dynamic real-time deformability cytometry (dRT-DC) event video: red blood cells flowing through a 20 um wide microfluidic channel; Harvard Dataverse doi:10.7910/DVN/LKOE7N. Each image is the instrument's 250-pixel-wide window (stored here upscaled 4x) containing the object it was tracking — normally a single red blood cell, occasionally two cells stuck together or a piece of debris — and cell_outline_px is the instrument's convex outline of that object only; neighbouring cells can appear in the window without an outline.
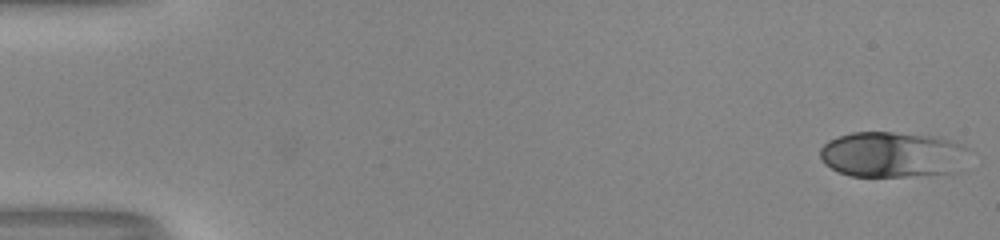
{"species": "human", "species_latin": "Homo sapiens", "temperature_condition": "room temperature", "stored_images_in_passage": 52, "camera_frame_rate_fps": 3000, "um_per_image_px": 0.085, "donor": {"sex": "male"}, "frame": {"image": 1, "passage_image": 1, "time_ms": 0.0, "image_size_px": [1000, 240], "cell_outline_px": [[968, 148], [960, 172], [908, 176], [852, 176], [840, 172], [824, 164], [820, 156], [820, 148], [828, 140], [852, 132], [892, 132], [940, 136], [952, 140]], "centroid_in_image_um": [75.88, 13.13], "position_along_channel_um": 9.1, "area_um2": 39.82}}
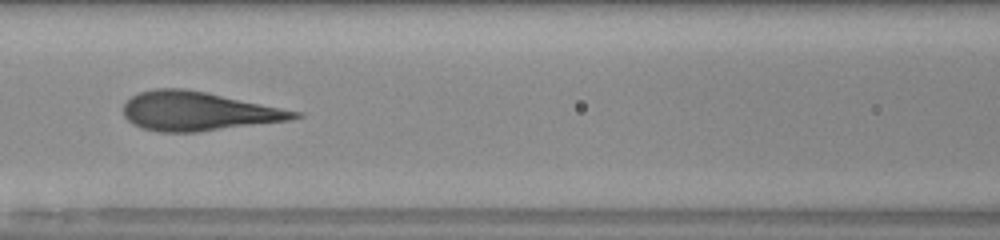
{"frame": {"image": 2, "passage_image": 24, "time_ms": 7.667, "image_size_px": [1000, 240], "cell_outline_px": [[304, 116], [288, 120], [196, 132], [160, 132], [140, 128], [132, 124], [124, 116], [124, 104], [132, 96], [140, 92], [156, 88], [184, 88], [208, 92], [304, 112]], "centroid_in_image_um": [16.86, 9.45], "position_along_channel_um": 149.7, "area_um2": 38.96}}
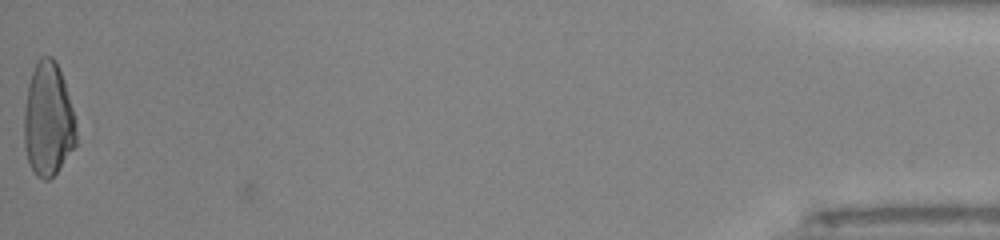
{"frame": {"image": 3, "passage_image": 52, "time_ms": 17.0, "image_size_px": [1000, 240], "cell_outline_px": [[76, 144], [56, 172], [48, 180], [44, 180], [36, 176], [28, 160], [24, 148], [24, 112], [28, 84], [36, 60], [40, 56], [52, 56], [60, 72], [72, 108], [76, 124]], "centroid_in_image_um": [4.07, 10.17], "position_along_channel_um": 431.1, "area_um2": 34.28}, "authors_computed_cell_mechanics": {"area_um2": 38.0613, "velocity_mm_per_s": 4.0619, "shape_relaxation_time_tau1_ms": 4.0172, "shape_relaxation_time_tau2_ms": 0.9539, "deformation_change_tau1": 0.1566, "deformation_change_tau2": 0.062}}